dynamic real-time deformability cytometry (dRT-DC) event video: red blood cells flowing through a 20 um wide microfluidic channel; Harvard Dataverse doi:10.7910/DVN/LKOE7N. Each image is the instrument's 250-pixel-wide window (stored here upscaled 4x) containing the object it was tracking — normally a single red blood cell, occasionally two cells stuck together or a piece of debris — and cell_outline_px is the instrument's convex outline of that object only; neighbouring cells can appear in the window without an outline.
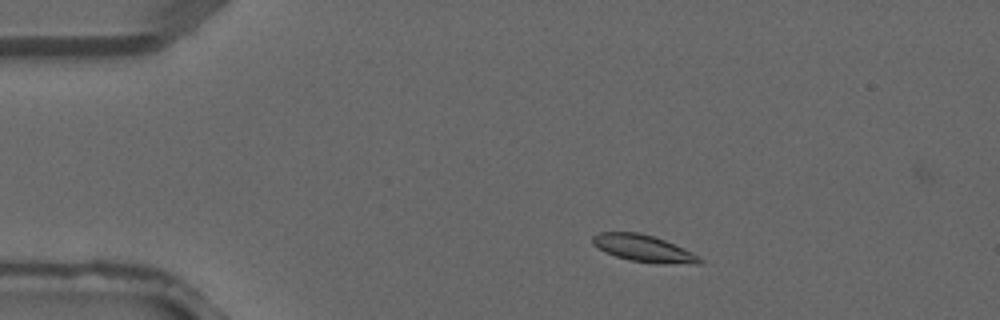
{"species": "common noctule bat (a hibernating species)", "species_latin": "Nyctalus noctula", "temperature_condition": "warm", "stored_images_in_passage": 3, "camera_frame_rate_fps": 3000, "um_per_image_px": 0.085, "animal": {"sex": "male", "forearm_length_mm": 52.5}, "frame": {"image": 1, "passage_image": 2, "time_ms": 0.333, "image_size_px": [1000, 320], "cell_outline_px": [[704, 260], [700, 264], [696, 264], [628, 260], [604, 252], [592, 244], [592, 236], [600, 232], [640, 232], [664, 240], [692, 252]], "centroid_in_image_um": [54.65, 21.09], "position_along_channel_um": 30.4, "area_um2": 16.36}}